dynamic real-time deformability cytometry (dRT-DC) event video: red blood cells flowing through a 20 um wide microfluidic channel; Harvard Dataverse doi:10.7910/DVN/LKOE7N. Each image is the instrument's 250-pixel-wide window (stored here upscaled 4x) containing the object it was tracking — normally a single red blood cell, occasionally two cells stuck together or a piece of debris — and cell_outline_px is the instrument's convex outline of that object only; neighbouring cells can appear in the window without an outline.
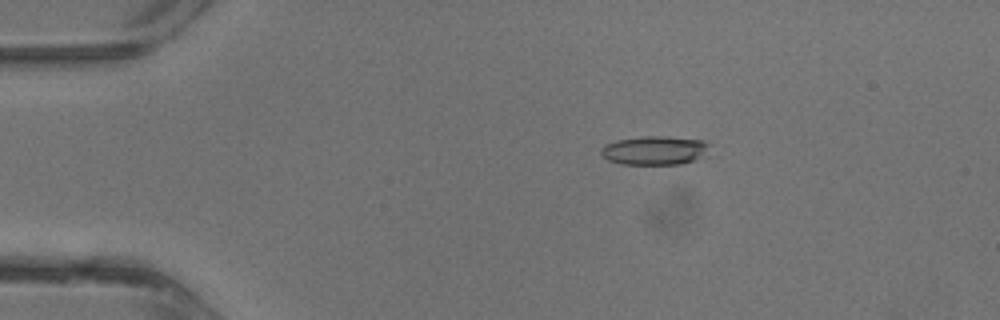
{"species": "common noctule bat (a hibernating species)", "species_latin": "Nyctalus noctula", "temperature_condition": "warm", "stored_images_in_passage": 38, "camera_frame_rate_fps": 3000, "um_per_image_px": 0.085, "animal": {"sex": "male", "body_mass_g": 13.3}, "frame": {"image": 1, "passage_image": 7, "time_ms": 2.0, "image_size_px": [1000, 320], "cell_outline_px": [[708, 144], [700, 156], [692, 160], [680, 164], [620, 164], [608, 160], [600, 152], [600, 148], [604, 144], [616, 140], [644, 136], [668, 136], [704, 140]], "centroid_in_image_um": [55.54, 12.77], "position_along_channel_um": 29.5, "area_um2": 17.98}}
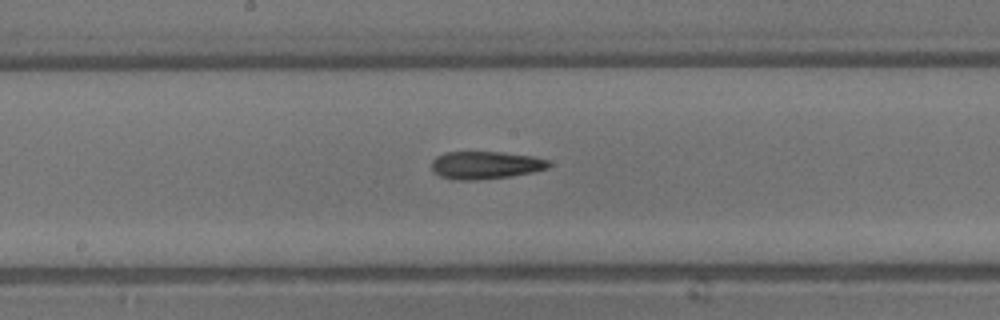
{"frame": {"image": 2, "passage_image": 20, "time_ms": 6.333, "image_size_px": [1000, 320], "cell_outline_px": [[552, 164], [548, 168], [532, 172], [508, 176], [476, 180], [456, 180], [440, 176], [432, 172], [432, 160], [436, 156], [444, 152], [500, 152], [532, 156], [548, 160]], "centroid_in_image_um": [41.23, 14.03], "position_along_channel_um": 207.0, "area_um2": 18.9}}
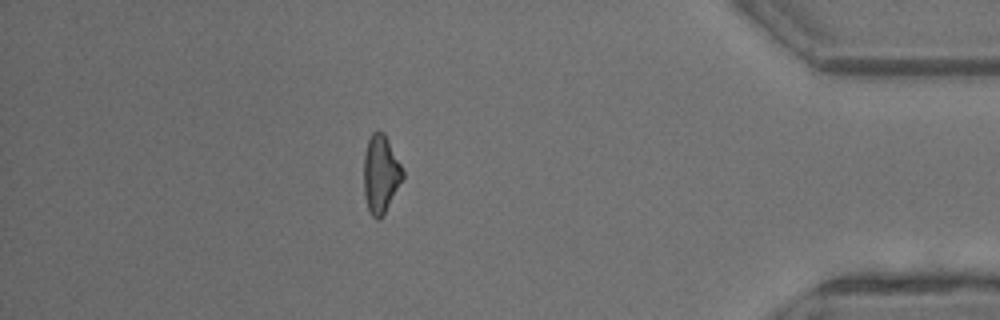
{"frame": {"image": 3, "passage_image": 33, "time_ms": 10.667, "image_size_px": [1000, 320], "cell_outline_px": [[404, 176], [380, 220], [376, 220], [372, 216], [368, 208], [364, 192], [364, 152], [368, 140], [372, 132], [384, 132], [404, 172]], "centroid_in_image_um": [32.34, 14.79], "position_along_channel_um": 402.9, "area_um2": 17.34}}